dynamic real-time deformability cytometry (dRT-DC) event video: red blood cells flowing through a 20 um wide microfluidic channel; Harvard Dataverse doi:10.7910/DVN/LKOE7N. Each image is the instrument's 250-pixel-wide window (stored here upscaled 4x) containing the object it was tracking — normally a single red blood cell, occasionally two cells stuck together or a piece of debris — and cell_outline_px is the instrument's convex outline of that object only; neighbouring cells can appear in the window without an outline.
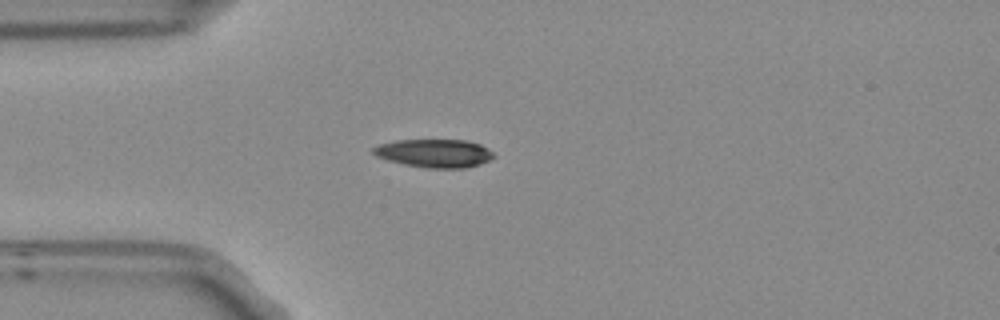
{"species": "Egyptian fruit bat (a non-hibernating species)", "species_latin": "Rousettus aegyptiacus", "temperature_condition": "room temperature", "stored_images_in_passage": 4, "camera_frame_rate_fps": 3000, "um_per_image_px": 0.085, "frame": {"image": 1, "passage_image": 3, "time_ms": 0.667, "image_size_px": [1000, 320], "cell_outline_px": [[496, 156], [480, 164], [464, 168], [428, 168], [404, 164], [388, 160], [376, 156], [372, 152], [372, 148], [380, 144], [396, 140], [464, 140], [480, 144], [488, 148]], "centroid_in_image_um": [36.92, 13.02], "position_along_channel_um": 48.1, "area_um2": 19.77}}